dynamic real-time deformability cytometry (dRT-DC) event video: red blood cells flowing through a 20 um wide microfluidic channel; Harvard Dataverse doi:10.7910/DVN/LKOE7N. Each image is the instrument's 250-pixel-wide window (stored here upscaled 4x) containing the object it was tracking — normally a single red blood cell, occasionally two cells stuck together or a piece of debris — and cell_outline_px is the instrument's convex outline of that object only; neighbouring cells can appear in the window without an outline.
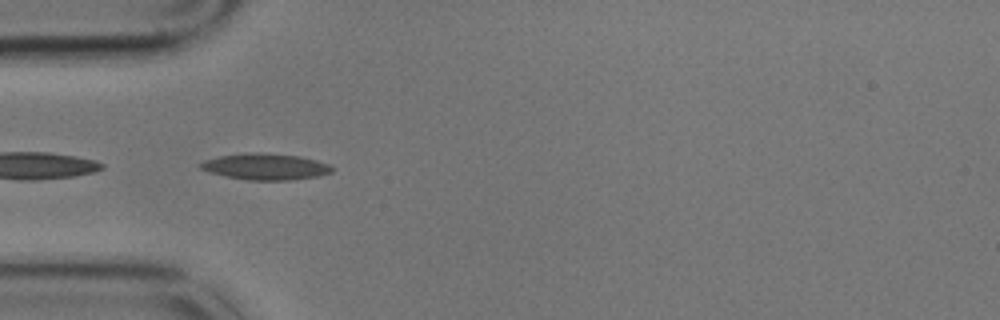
{"species": "common noctule bat (a hibernating species)", "species_latin": "Nyctalus noctula", "temperature_condition": "cold", "stored_images_in_passage": 42, "camera_frame_rate_fps": 3000, "um_per_image_px": 0.085, "animal": {"sex": "male", "body_mass_g": 17.9}, "frame": {"image": 1, "passage_image": 1, "time_ms": 0.0, "image_size_px": [1000, 320], "cell_outline_px": [[332, 172], [320, 176], [292, 180], [248, 180], [224, 176], [208, 172], [200, 168], [196, 164], [204, 160], [220, 156], [248, 152], [260, 152], [300, 156], [316, 160], [328, 164], [332, 168]], "centroid_in_image_um": [22.53, 14.16], "position_along_channel_um": 62.5, "area_um2": 20.35}}
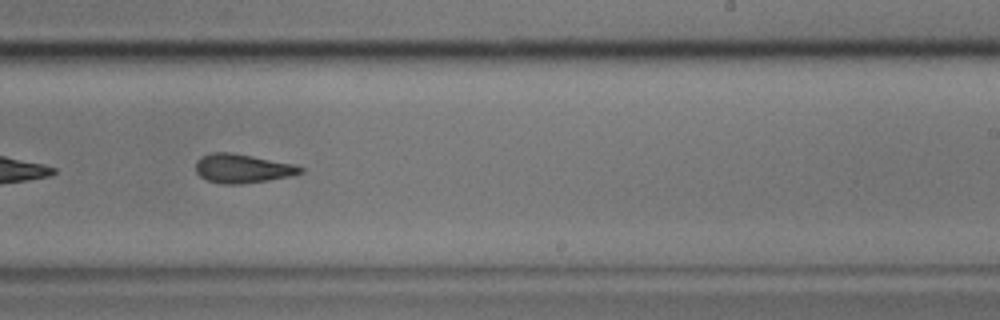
{"frame": {"image": 2, "passage_image": 19, "time_ms": 6.0, "image_size_px": [1000, 320], "cell_outline_px": [[304, 172], [292, 176], [268, 180], [240, 184], [224, 184], [208, 180], [200, 176], [196, 172], [196, 160], [200, 156], [212, 152], [232, 152], [292, 164], [304, 168]], "centroid_in_image_um": [20.59, 14.31], "position_along_channel_um": 268.4, "area_um2": 17.63}, "authors_computed_cell_mechanics": {"area_um2": 18.2937, "velocity_mm_per_s": 3.4437, "shape_relaxation_time_tau1_ms": 5.7556, "shape_relaxation_time_tau2_ms": 3.1592, "deformation_change_tau1": 0.1459, "deformation_change_tau2": 0.1053}}